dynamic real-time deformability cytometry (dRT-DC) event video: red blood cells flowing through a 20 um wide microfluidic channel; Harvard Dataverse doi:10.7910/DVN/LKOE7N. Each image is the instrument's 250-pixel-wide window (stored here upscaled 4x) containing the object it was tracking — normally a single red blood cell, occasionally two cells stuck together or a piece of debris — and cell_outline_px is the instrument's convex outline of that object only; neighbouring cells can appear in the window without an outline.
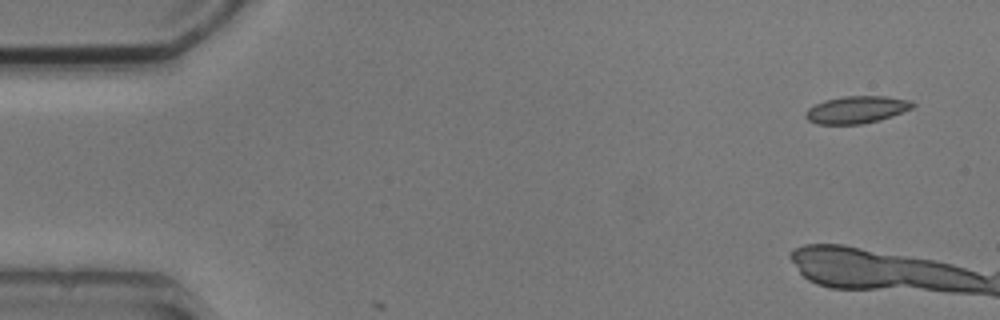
{"species": "common noctule bat (a hibernating species)", "species_latin": "Nyctalus noctula", "temperature_condition": "cold", "stored_images_in_passage": 2, "camera_frame_rate_fps": 3000, "um_per_image_px": 0.085, "animal": {"sex": "male", "body_mass_g": 20.5, "forearm_length_mm": 52.5}, "frame": {"image": 1, "passage_image": 1, "time_ms": 0.0, "image_size_px": [1000, 320], "cell_outline_px": [[916, 104], [912, 108], [892, 116], [880, 120], [860, 124], [816, 124], [808, 120], [804, 116], [804, 112], [808, 108], [824, 100], [844, 96], [888, 96], [912, 100]], "centroid_in_image_um": [72.81, 9.32], "position_along_channel_um": 12.2, "area_um2": 17.17}}